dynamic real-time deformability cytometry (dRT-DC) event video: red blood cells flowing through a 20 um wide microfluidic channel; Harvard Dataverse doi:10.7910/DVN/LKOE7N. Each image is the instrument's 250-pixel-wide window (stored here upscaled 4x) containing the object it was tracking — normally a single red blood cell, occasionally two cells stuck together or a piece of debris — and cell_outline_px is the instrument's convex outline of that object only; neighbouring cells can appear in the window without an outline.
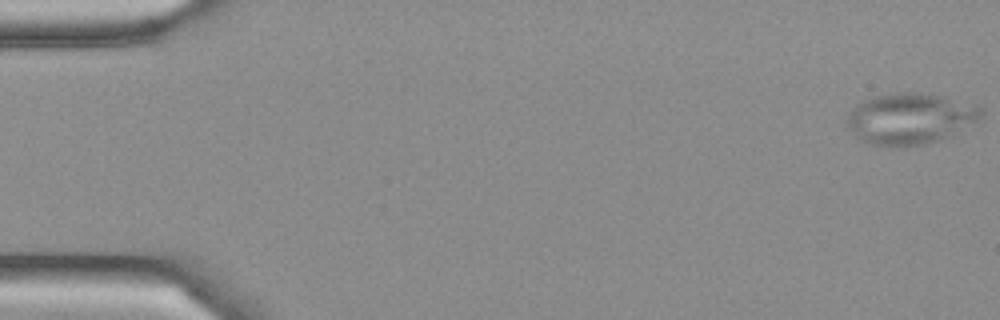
{"species": "Egyptian fruit bat (a non-hibernating species)", "species_latin": "Rousettus aegyptiacus", "temperature_condition": "cold", "stored_images_in_passage": 5, "camera_frame_rate_fps": 3000, "um_per_image_px": 0.085, "frame": {"image": 1, "passage_image": 1, "time_ms": 0.0, "image_size_px": [1000, 320], "cell_outline_px": [[984, 112], [976, 120], [952, 136], [924, 144], [904, 148], [868, 144], [860, 140], [844, 124], [844, 120], [848, 112], [856, 104], [872, 96], [892, 92], [912, 92], [944, 96], [976, 104]], "centroid_in_image_um": [77.29, 10.09], "position_along_channel_um": 7.7, "area_um2": 40.63}}